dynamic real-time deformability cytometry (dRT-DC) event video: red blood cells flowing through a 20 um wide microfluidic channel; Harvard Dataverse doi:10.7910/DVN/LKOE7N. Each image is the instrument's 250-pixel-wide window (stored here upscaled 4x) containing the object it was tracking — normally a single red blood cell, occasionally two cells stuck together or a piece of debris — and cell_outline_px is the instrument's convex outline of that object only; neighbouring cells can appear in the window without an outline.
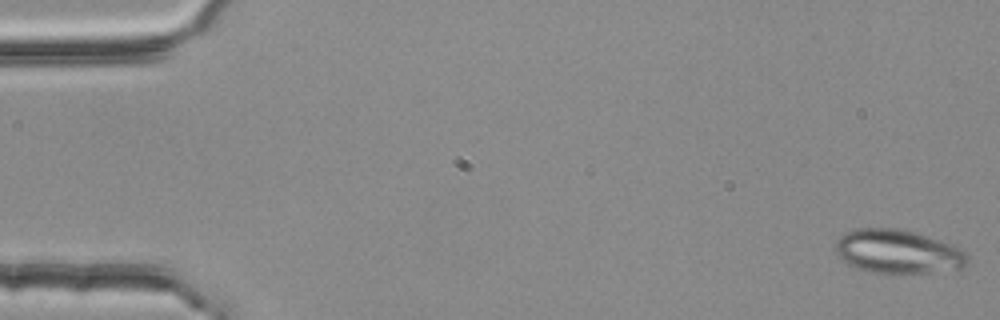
{"species": "common noctule bat (a hibernating species)", "species_latin": "Nyctalus noctula", "temperature_condition": "room temperature", "stored_images_in_passage": 40, "camera_frame_rate_fps": 3000, "um_per_image_px": 0.085, "animal": {"sex": "female", "body_mass_g": 25.1}, "frame": {"image": 1, "passage_image": 1, "time_ms": 0.0, "image_size_px": [1000, 320], "cell_outline_px": [[968, 264], [960, 268], [928, 272], [868, 272], [856, 268], [848, 264], [836, 252], [832, 244], [840, 236], [856, 228], [900, 228], [948, 244], [964, 252], [968, 256]], "centroid_in_image_um": [76.23, 21.38], "position_along_channel_um": 8.8, "area_um2": 33.0}}
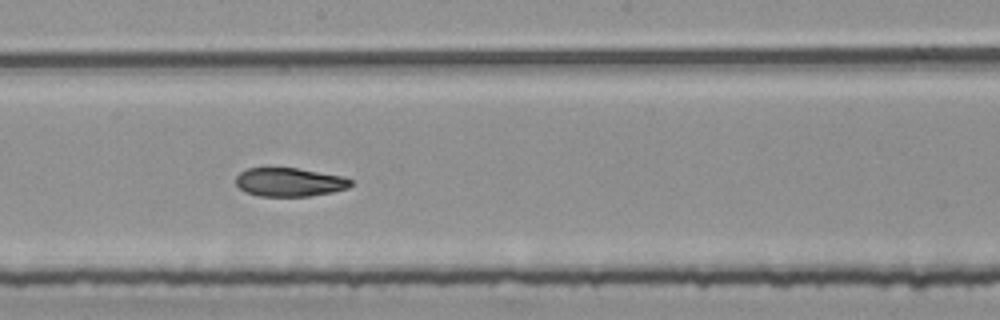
{"frame": {"image": 2, "passage_image": 30, "time_ms": 9.667, "image_size_px": [1000, 320], "cell_outline_px": [[352, 184], [348, 188], [332, 192], [308, 196], [260, 196], [244, 192], [236, 184], [236, 176], [240, 172], [248, 168], [296, 168], [344, 176], [352, 180]], "centroid_in_image_um": [24.61, 15.48], "position_along_channel_um": 223.6, "area_um2": 19.19}}
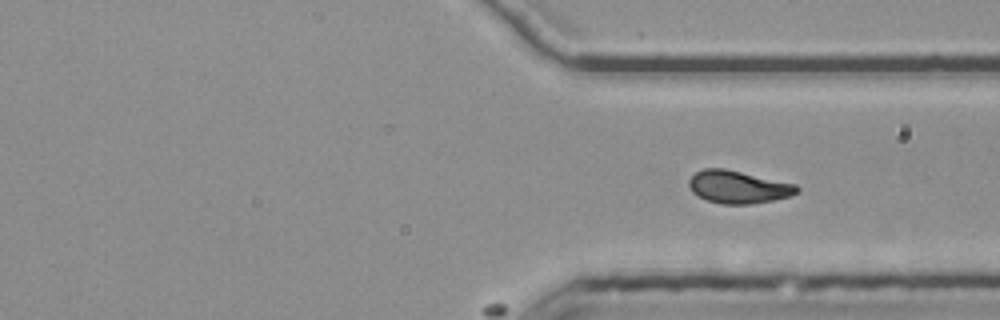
{"frame": {"image": 3, "passage_image": 40, "time_ms": 13.0, "image_size_px": [1000, 320], "cell_outline_px": [[800, 192], [788, 196], [772, 200], [752, 204], [720, 204], [708, 200], [692, 192], [688, 184], [688, 180], [696, 172], [704, 168], [724, 168], [796, 184], [800, 188]], "centroid_in_image_um": [62.75, 15.89], "position_along_channel_um": 348.7, "area_um2": 20.46}}